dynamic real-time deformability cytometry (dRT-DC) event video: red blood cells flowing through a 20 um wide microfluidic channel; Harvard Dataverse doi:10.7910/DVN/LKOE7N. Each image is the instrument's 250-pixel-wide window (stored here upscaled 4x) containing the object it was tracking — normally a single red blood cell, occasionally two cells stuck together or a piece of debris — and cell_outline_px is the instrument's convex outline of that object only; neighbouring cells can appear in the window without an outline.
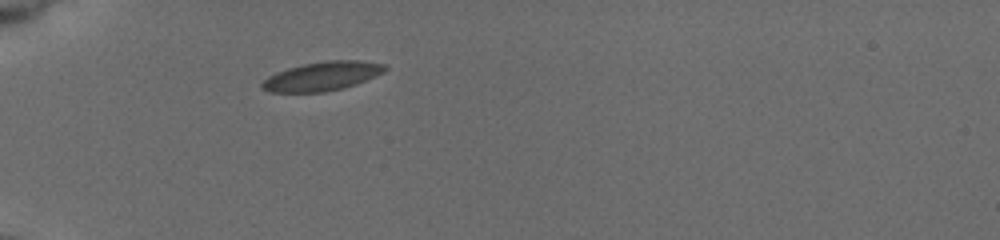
{"species": "common noctule bat (a hibernating species)", "species_latin": "Nyctalus noctula", "temperature_condition": "cold", "stored_images_in_passage": 9, "camera_frame_rate_fps": 3000, "um_per_image_px": 0.085, "animal": {"sex": "female", "body_mass_g": 19.5, "forearm_length_mm": 54.1}, "frame": {"image": 1, "passage_image": 1, "time_ms": 0.0, "image_size_px": [1000, 240], "cell_outline_px": [[388, 68], [384, 72], [376, 76], [356, 84], [324, 92], [272, 92], [260, 88], [260, 84], [268, 76], [276, 72], [288, 68], [304, 64], [328, 60], [360, 60], [384, 64]], "centroid_in_image_um": [27.38, 6.47], "position_along_channel_um": 57.6, "area_um2": 20.69}}
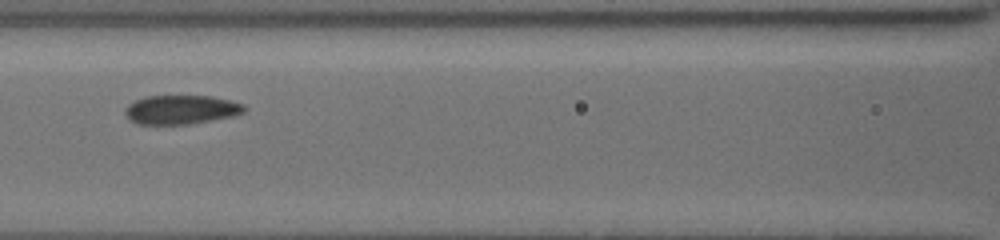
{"frame": {"image": 2, "passage_image": 5, "time_ms": 3.0, "image_size_px": [1000, 240], "cell_outline_px": [[248, 108], [244, 112], [232, 116], [188, 124], [140, 124], [132, 120], [124, 112], [124, 108], [128, 104], [144, 96], [212, 96], [244, 104]], "centroid_in_image_um": [15.4, 9.31], "position_along_channel_um": 151.2, "area_um2": 20.0}}
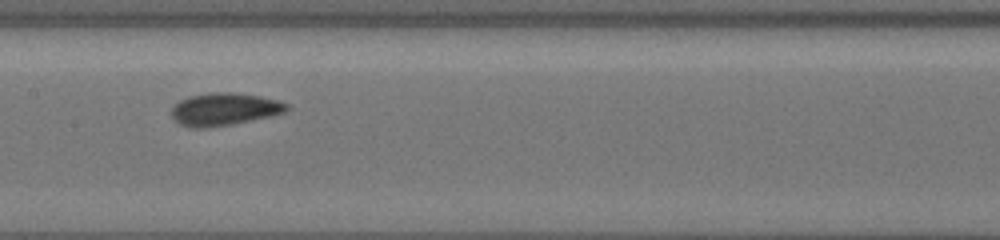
{"frame": {"image": 3, "passage_image": 8, "time_ms": 4.0, "image_size_px": [1000, 240], "cell_outline_px": [[288, 108], [284, 112], [272, 116], [232, 124], [204, 128], [188, 128], [180, 124], [172, 116], [172, 108], [180, 100], [188, 96], [208, 92], [232, 92], [260, 96], [280, 100], [288, 104]], "centroid_in_image_um": [19.07, 9.28], "position_along_channel_um": 188.3, "area_um2": 21.96}}